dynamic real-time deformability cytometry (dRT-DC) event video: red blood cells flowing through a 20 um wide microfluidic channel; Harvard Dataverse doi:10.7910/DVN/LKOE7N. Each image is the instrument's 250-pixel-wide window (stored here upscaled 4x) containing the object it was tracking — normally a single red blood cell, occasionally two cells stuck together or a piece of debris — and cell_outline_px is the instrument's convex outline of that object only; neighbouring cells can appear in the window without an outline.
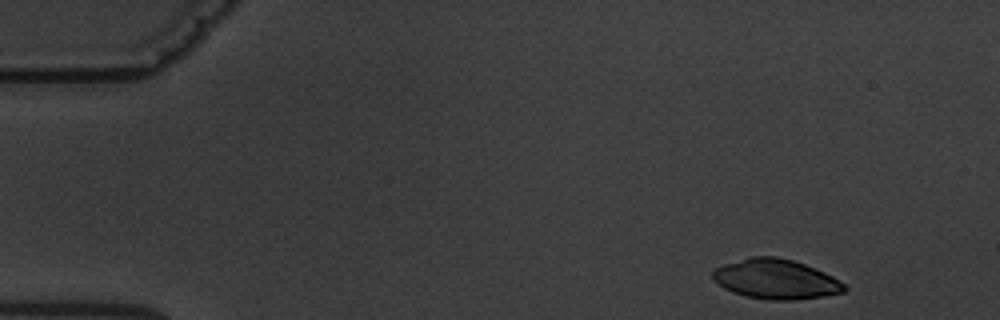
{"species": "common noctule bat (a hibernating species)", "species_latin": "Nyctalus noctula", "temperature_condition": "warm", "stored_images_in_passage": 4, "camera_frame_rate_fps": 3000, "um_per_image_px": 0.085, "animal": {"sex": "male", "body_mass_g": 19.5, "forearm_length_mm": 54.6}, "frame": {"image": 1, "passage_image": 1, "time_ms": 0.0, "image_size_px": [1000, 320], "cell_outline_px": [[848, 288], [844, 292], [820, 296], [792, 300], [772, 300], [744, 296], [732, 292], [724, 288], [712, 280], [712, 272], [716, 268], [724, 264], [752, 256], [776, 256], [792, 260], [804, 264], [824, 272], [840, 280]], "centroid_in_image_um": [65.92, 23.72], "position_along_channel_um": 19.1, "area_um2": 30.4}}